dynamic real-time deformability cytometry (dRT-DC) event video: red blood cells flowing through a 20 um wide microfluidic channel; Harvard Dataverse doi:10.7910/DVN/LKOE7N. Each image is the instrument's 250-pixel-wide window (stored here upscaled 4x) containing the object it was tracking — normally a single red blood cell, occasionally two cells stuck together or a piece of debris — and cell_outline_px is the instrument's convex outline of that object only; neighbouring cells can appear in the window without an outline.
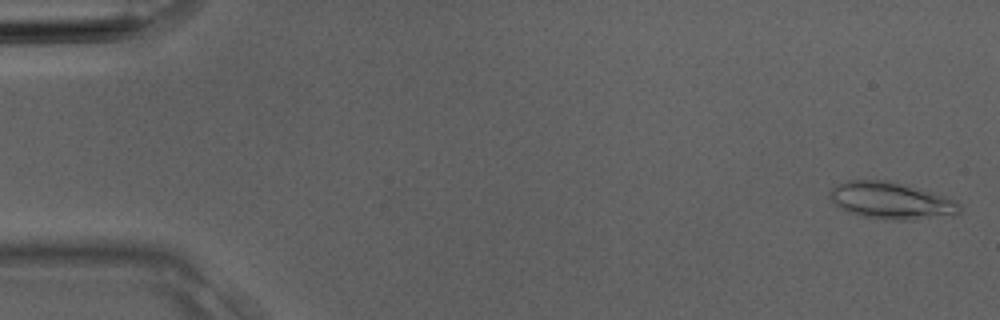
{"species": "Egyptian fruit bat (a non-hibernating species)", "species_latin": "Rousettus aegyptiacus", "temperature_condition": "room temperature", "stored_images_in_passage": 3, "camera_frame_rate_fps": 3000, "um_per_image_px": 0.085, "animal": {"sex": "male"}, "frame": {"image": 1, "passage_image": 1, "time_ms": 0.0, "image_size_px": [1000, 320], "cell_outline_px": [[964, 208], [960, 212], [912, 220], [892, 220], [860, 216], [848, 212], [840, 208], [828, 196], [828, 192], [832, 188], [848, 180], [888, 180], [932, 192], [956, 200]], "centroid_in_image_um": [75.72, 17.05], "position_along_channel_um": 9.3, "area_um2": 27.69}}